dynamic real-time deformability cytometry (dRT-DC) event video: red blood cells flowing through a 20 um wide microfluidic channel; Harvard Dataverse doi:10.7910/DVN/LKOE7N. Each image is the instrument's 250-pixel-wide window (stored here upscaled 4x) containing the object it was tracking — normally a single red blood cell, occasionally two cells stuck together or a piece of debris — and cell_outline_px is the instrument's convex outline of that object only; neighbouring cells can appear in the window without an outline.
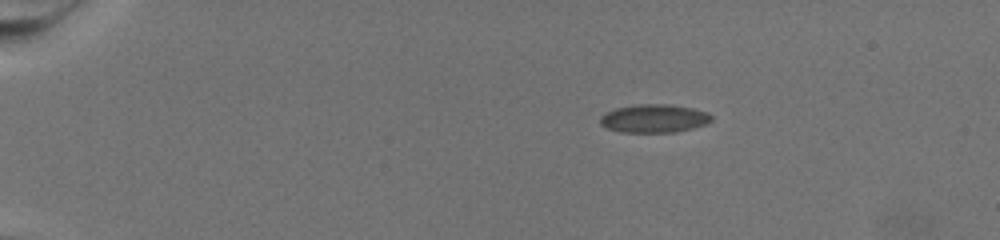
{"species": "common noctule bat (a hibernating species)", "species_latin": "Nyctalus noctula", "temperature_condition": "warm", "stored_images_in_passage": 63, "camera_frame_rate_fps": 3000, "um_per_image_px": 0.085, "animal": {"sex": "female", "body_mass_g": 19.5, "forearm_length_mm": 54.1}, "frame": {"image": 1, "passage_image": 1, "time_ms": 0.0, "image_size_px": [1000, 240], "cell_outline_px": [[712, 120], [704, 124], [672, 132], [624, 132], [608, 128], [600, 124], [600, 116], [616, 108], [640, 104], [664, 104], [692, 108], [704, 112], [712, 116]], "centroid_in_image_um": [55.55, 10.06], "position_along_channel_um": 29.4, "area_um2": 17.8}}
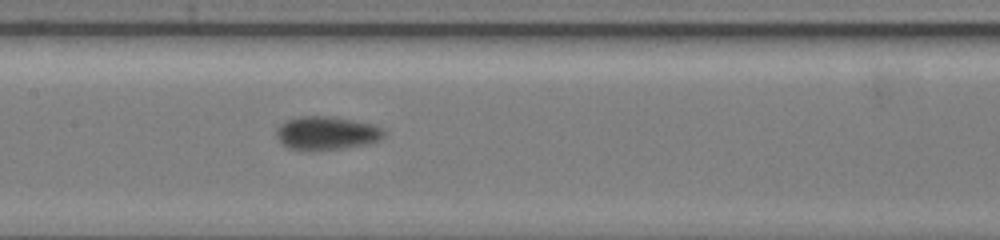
{"frame": {"image": 2, "passage_image": 28, "time_ms": 9.0, "image_size_px": [1000, 240], "cell_outline_px": [[384, 136], [380, 140], [364, 144], [340, 148], [288, 148], [280, 140], [276, 132], [288, 120], [300, 116], [332, 116], [372, 124], [380, 128], [384, 132]], "centroid_in_image_um": [27.81, 11.28], "position_along_channel_um": 179.6, "area_um2": 19.88}}
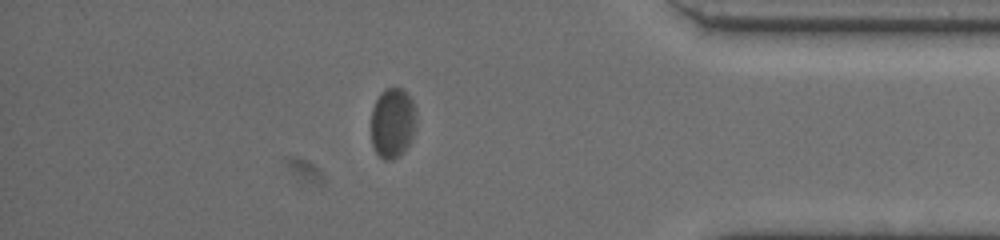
{"frame": {"image": 3, "passage_image": 54, "time_ms": 17.667, "image_size_px": [1000, 240], "cell_outline_px": [[416, 128], [412, 140], [404, 152], [392, 160], [384, 160], [376, 152], [372, 144], [372, 108], [380, 92], [384, 88], [400, 88], [412, 100], [416, 112]], "centroid_in_image_um": [33.39, 10.46], "position_along_channel_um": 401.8, "area_um2": 18.61}}